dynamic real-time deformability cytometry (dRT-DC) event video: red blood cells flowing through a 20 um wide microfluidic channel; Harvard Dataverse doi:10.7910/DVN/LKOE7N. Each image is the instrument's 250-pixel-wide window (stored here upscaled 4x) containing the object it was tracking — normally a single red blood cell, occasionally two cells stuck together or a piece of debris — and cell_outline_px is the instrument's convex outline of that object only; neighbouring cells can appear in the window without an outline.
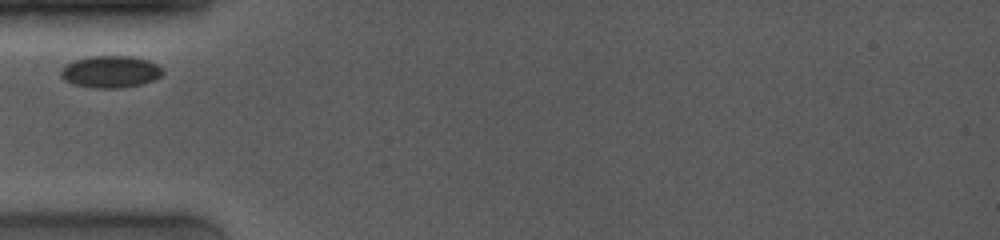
{"species": "common noctule bat (a hibernating species)", "species_latin": "Nyctalus noctula", "temperature_condition": "room temperature", "stored_images_in_passage": 22, "camera_frame_rate_fps": 4000, "um_per_image_px": 0.085, "animal": {"sex": "female", "body_mass_g": 19.0, "forearm_length_mm": 53.3}, "frame": {"image": 1, "passage_image": 1, "time_ms": 0.0, "image_size_px": [1000, 240], "cell_outline_px": [[164, 72], [160, 76], [152, 80], [140, 84], [120, 88], [92, 88], [72, 84], [64, 80], [60, 76], [60, 72], [68, 64], [76, 60], [92, 56], [132, 56], [148, 60], [156, 64]], "centroid_in_image_um": [9.38, 6.1], "position_along_channel_um": 75.6, "area_um2": 18.79}}
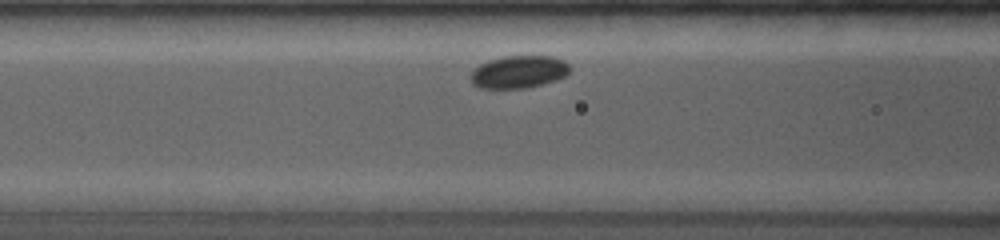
{"frame": {"image": 2, "passage_image": 10, "time_ms": 1.25, "image_size_px": [1000, 240], "cell_outline_px": [[568, 72], [564, 76], [556, 80], [528, 88], [480, 88], [472, 84], [472, 72], [480, 64], [488, 60], [504, 56], [552, 56], [564, 60], [568, 64]], "centroid_in_image_um": [44.09, 6.11], "position_along_channel_um": 122.5, "area_um2": 18.67}}